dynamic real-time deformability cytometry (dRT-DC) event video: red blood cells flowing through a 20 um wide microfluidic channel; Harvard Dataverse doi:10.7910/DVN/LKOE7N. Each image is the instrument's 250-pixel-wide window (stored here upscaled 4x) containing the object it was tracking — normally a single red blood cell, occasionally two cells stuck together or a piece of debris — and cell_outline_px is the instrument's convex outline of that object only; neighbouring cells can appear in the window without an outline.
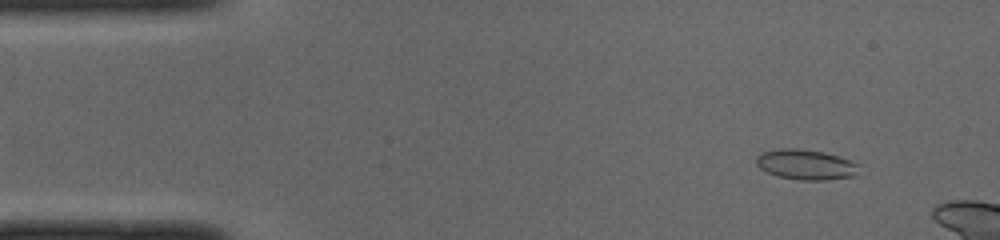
{"species": "common noctule bat (a hibernating species)", "species_latin": "Nyctalus noctula", "temperature_condition": "cold", "stored_images_in_passage": 10, "camera_frame_rate_fps": 3000, "um_per_image_px": 0.085, "animal": {"sex": "male", "body_mass_g": 19.0, "forearm_length_mm": 50.8}, "frame": {"image": 1, "passage_image": 4, "time_ms": 1.0, "image_size_px": [1000, 240], "cell_outline_px": [[860, 164], [856, 176], [824, 180], [800, 180], [776, 176], [760, 168], [756, 164], [756, 156], [764, 152], [780, 148], [796, 148], [824, 152]], "centroid_in_image_um": [68.49, 13.99], "position_along_channel_um": 16.5, "area_um2": 18.03}}